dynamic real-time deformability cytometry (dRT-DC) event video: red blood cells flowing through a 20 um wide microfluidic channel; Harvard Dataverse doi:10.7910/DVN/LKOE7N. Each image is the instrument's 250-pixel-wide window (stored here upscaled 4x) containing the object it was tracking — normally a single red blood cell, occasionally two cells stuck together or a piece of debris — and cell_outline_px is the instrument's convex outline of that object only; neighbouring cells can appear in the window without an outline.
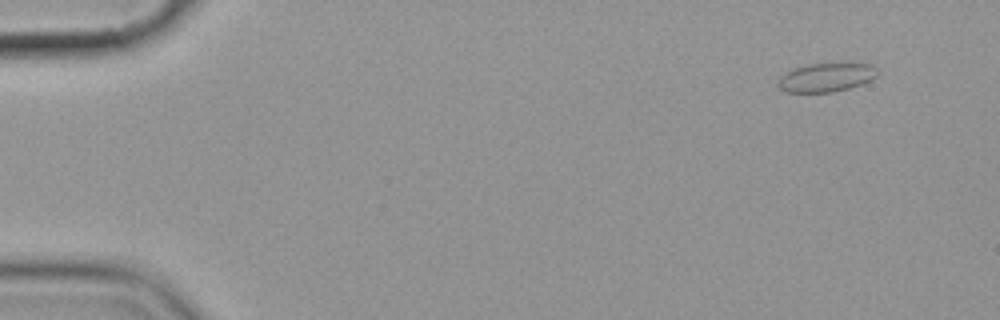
{"species": "common noctule bat (a hibernating species)", "species_latin": "Nyctalus noctula", "temperature_condition": "cold", "stored_images_in_passage": 5, "camera_frame_rate_fps": 3000, "um_per_image_px": 0.085, "animal": {"sex": "female", "body_mass_g": 19.9}, "frame": {"image": 1, "passage_image": 2, "time_ms": 1.0, "image_size_px": [1000, 320], "cell_outline_px": [[880, 72], [872, 80], [848, 88], [832, 92], [788, 92], [780, 88], [776, 84], [780, 76], [796, 68], [808, 64], [848, 60], [872, 64]], "centroid_in_image_um": [70.32, 6.52], "position_along_channel_um": 14.7, "area_um2": 17.34}}